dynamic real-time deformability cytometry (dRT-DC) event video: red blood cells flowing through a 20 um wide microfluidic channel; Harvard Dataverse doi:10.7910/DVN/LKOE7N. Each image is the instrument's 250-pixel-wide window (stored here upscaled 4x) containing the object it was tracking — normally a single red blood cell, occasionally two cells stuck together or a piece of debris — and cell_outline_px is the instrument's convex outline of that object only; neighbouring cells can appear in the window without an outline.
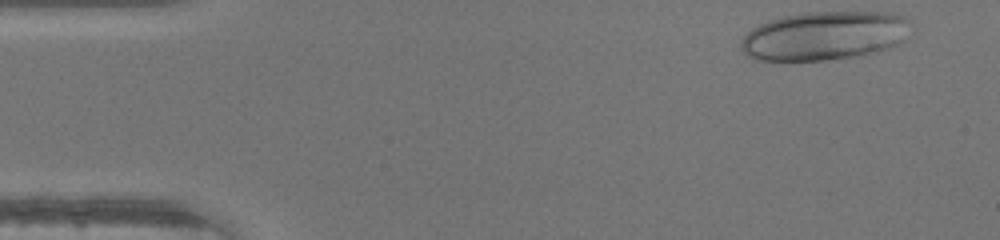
{"species": "human", "species_latin": "Homo sapiens", "temperature_condition": "warm", "stored_images_in_passage": 36, "camera_frame_rate_fps": 3000, "um_per_image_px": 0.085, "donor": {"sex": "male"}, "frame": {"image": 1, "passage_image": 1, "time_ms": 0.0, "image_size_px": [1000, 240], "cell_outline_px": [[908, 20], [904, 40], [900, 44], [876, 52], [856, 56], [824, 60], [756, 60], [748, 56], [740, 48], [740, 40], [752, 28], [768, 20], [784, 16], [808, 12], [892, 12], [904, 16]], "centroid_in_image_um": [70.05, 3.04], "position_along_channel_um": 14.9, "area_um2": 48.21}}
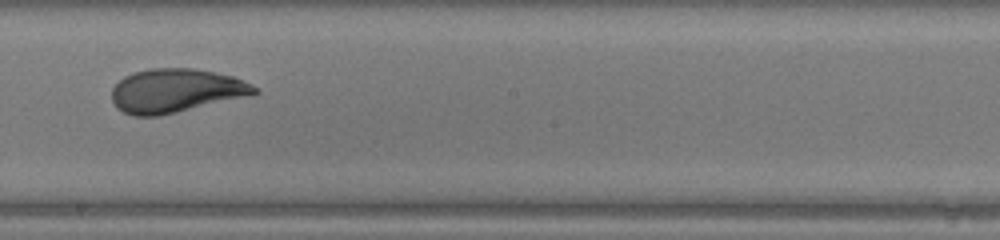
{"frame": {"image": 2, "passage_image": 23, "time_ms": 7.333, "image_size_px": [1000, 240], "cell_outline_px": [[260, 92], [252, 96], [160, 116], [132, 116], [116, 108], [112, 100], [112, 88], [124, 76], [132, 72], [152, 68], [192, 68], [232, 76], [244, 80], [252, 84]], "centroid_in_image_um": [14.96, 7.72], "position_along_channel_um": 233.2, "area_um2": 36.76}}
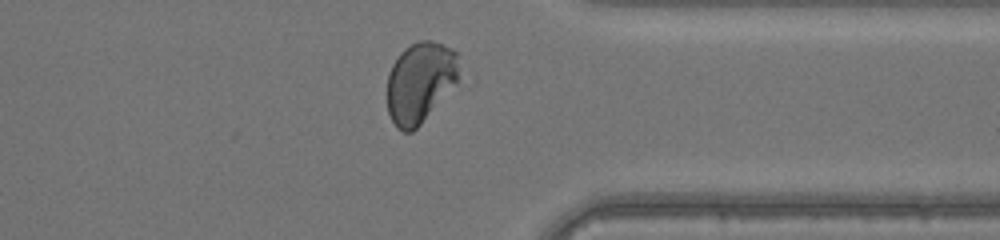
{"frame": {"image": 3, "passage_image": 33, "time_ms": 10.667, "image_size_px": [1000, 240], "cell_outline_px": [[456, 84], [420, 124], [412, 132], [404, 132], [396, 128], [388, 112], [388, 72], [392, 64], [400, 52], [404, 48], [420, 40], [432, 40], [456, 52]], "centroid_in_image_um": [35.65, 7.01], "position_along_channel_um": 375.7, "area_um2": 33.23}}